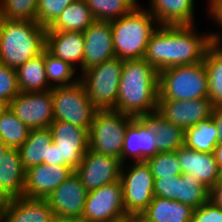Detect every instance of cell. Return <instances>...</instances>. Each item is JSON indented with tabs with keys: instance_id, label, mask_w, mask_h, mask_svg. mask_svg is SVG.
Here are the masks:
<instances>
[{
	"instance_id": "obj_1",
	"label": "cell",
	"mask_w": 222,
	"mask_h": 222,
	"mask_svg": "<svg viewBox=\"0 0 222 222\" xmlns=\"http://www.w3.org/2000/svg\"><path fill=\"white\" fill-rule=\"evenodd\" d=\"M194 25H159L152 33L143 59L158 72L204 60L211 33L197 35Z\"/></svg>"
},
{
	"instance_id": "obj_2",
	"label": "cell",
	"mask_w": 222,
	"mask_h": 222,
	"mask_svg": "<svg viewBox=\"0 0 222 222\" xmlns=\"http://www.w3.org/2000/svg\"><path fill=\"white\" fill-rule=\"evenodd\" d=\"M159 72L144 59L124 60L115 111L140 118L157 111Z\"/></svg>"
},
{
	"instance_id": "obj_3",
	"label": "cell",
	"mask_w": 222,
	"mask_h": 222,
	"mask_svg": "<svg viewBox=\"0 0 222 222\" xmlns=\"http://www.w3.org/2000/svg\"><path fill=\"white\" fill-rule=\"evenodd\" d=\"M46 31L37 21L0 18V62L12 69L41 54Z\"/></svg>"
},
{
	"instance_id": "obj_4",
	"label": "cell",
	"mask_w": 222,
	"mask_h": 222,
	"mask_svg": "<svg viewBox=\"0 0 222 222\" xmlns=\"http://www.w3.org/2000/svg\"><path fill=\"white\" fill-rule=\"evenodd\" d=\"M110 23L115 57L123 60L143 59L148 41L159 26L151 12L140 5Z\"/></svg>"
},
{
	"instance_id": "obj_5",
	"label": "cell",
	"mask_w": 222,
	"mask_h": 222,
	"mask_svg": "<svg viewBox=\"0 0 222 222\" xmlns=\"http://www.w3.org/2000/svg\"><path fill=\"white\" fill-rule=\"evenodd\" d=\"M159 97L169 100L208 98V75L204 61L174 66L159 72Z\"/></svg>"
},
{
	"instance_id": "obj_6",
	"label": "cell",
	"mask_w": 222,
	"mask_h": 222,
	"mask_svg": "<svg viewBox=\"0 0 222 222\" xmlns=\"http://www.w3.org/2000/svg\"><path fill=\"white\" fill-rule=\"evenodd\" d=\"M124 60H106L81 73L87 96L98 110H115Z\"/></svg>"
},
{
	"instance_id": "obj_7",
	"label": "cell",
	"mask_w": 222,
	"mask_h": 222,
	"mask_svg": "<svg viewBox=\"0 0 222 222\" xmlns=\"http://www.w3.org/2000/svg\"><path fill=\"white\" fill-rule=\"evenodd\" d=\"M133 118L115 110H98L89 130V149L122 163L125 130Z\"/></svg>"
},
{
	"instance_id": "obj_8",
	"label": "cell",
	"mask_w": 222,
	"mask_h": 222,
	"mask_svg": "<svg viewBox=\"0 0 222 222\" xmlns=\"http://www.w3.org/2000/svg\"><path fill=\"white\" fill-rule=\"evenodd\" d=\"M51 90L54 120L90 130L98 109L87 96L84 84L78 80L74 84L53 87Z\"/></svg>"
},
{
	"instance_id": "obj_9",
	"label": "cell",
	"mask_w": 222,
	"mask_h": 222,
	"mask_svg": "<svg viewBox=\"0 0 222 222\" xmlns=\"http://www.w3.org/2000/svg\"><path fill=\"white\" fill-rule=\"evenodd\" d=\"M124 166H121L120 181L125 211L128 216L142 214L154 198V177L146 161H133Z\"/></svg>"
},
{
	"instance_id": "obj_10",
	"label": "cell",
	"mask_w": 222,
	"mask_h": 222,
	"mask_svg": "<svg viewBox=\"0 0 222 222\" xmlns=\"http://www.w3.org/2000/svg\"><path fill=\"white\" fill-rule=\"evenodd\" d=\"M127 218L120 180L88 191L82 215L84 222H116Z\"/></svg>"
},
{
	"instance_id": "obj_11",
	"label": "cell",
	"mask_w": 222,
	"mask_h": 222,
	"mask_svg": "<svg viewBox=\"0 0 222 222\" xmlns=\"http://www.w3.org/2000/svg\"><path fill=\"white\" fill-rule=\"evenodd\" d=\"M7 106L31 130L48 128L54 121L52 90L20 92Z\"/></svg>"
},
{
	"instance_id": "obj_12",
	"label": "cell",
	"mask_w": 222,
	"mask_h": 222,
	"mask_svg": "<svg viewBox=\"0 0 222 222\" xmlns=\"http://www.w3.org/2000/svg\"><path fill=\"white\" fill-rule=\"evenodd\" d=\"M49 128L53 143L59 149L60 165L75 170L89 149V130L69 122L55 120Z\"/></svg>"
},
{
	"instance_id": "obj_13",
	"label": "cell",
	"mask_w": 222,
	"mask_h": 222,
	"mask_svg": "<svg viewBox=\"0 0 222 222\" xmlns=\"http://www.w3.org/2000/svg\"><path fill=\"white\" fill-rule=\"evenodd\" d=\"M121 166L118 158L88 149L74 171L86 190L91 191L120 180Z\"/></svg>"
},
{
	"instance_id": "obj_14",
	"label": "cell",
	"mask_w": 222,
	"mask_h": 222,
	"mask_svg": "<svg viewBox=\"0 0 222 222\" xmlns=\"http://www.w3.org/2000/svg\"><path fill=\"white\" fill-rule=\"evenodd\" d=\"M214 105L209 98L192 100L158 99L157 112L184 131L212 117Z\"/></svg>"
},
{
	"instance_id": "obj_15",
	"label": "cell",
	"mask_w": 222,
	"mask_h": 222,
	"mask_svg": "<svg viewBox=\"0 0 222 222\" xmlns=\"http://www.w3.org/2000/svg\"><path fill=\"white\" fill-rule=\"evenodd\" d=\"M87 193L74 171L46 200L54 215L82 219Z\"/></svg>"
},
{
	"instance_id": "obj_16",
	"label": "cell",
	"mask_w": 222,
	"mask_h": 222,
	"mask_svg": "<svg viewBox=\"0 0 222 222\" xmlns=\"http://www.w3.org/2000/svg\"><path fill=\"white\" fill-rule=\"evenodd\" d=\"M82 72L115 57L109 21L95 20L84 32Z\"/></svg>"
},
{
	"instance_id": "obj_17",
	"label": "cell",
	"mask_w": 222,
	"mask_h": 222,
	"mask_svg": "<svg viewBox=\"0 0 222 222\" xmlns=\"http://www.w3.org/2000/svg\"><path fill=\"white\" fill-rule=\"evenodd\" d=\"M74 172L69 166L39 164L25 174L23 196L46 199Z\"/></svg>"
},
{
	"instance_id": "obj_18",
	"label": "cell",
	"mask_w": 222,
	"mask_h": 222,
	"mask_svg": "<svg viewBox=\"0 0 222 222\" xmlns=\"http://www.w3.org/2000/svg\"><path fill=\"white\" fill-rule=\"evenodd\" d=\"M158 153L156 137L142 118H133L125 130L122 148V164L130 156L134 162L145 161Z\"/></svg>"
},
{
	"instance_id": "obj_19",
	"label": "cell",
	"mask_w": 222,
	"mask_h": 222,
	"mask_svg": "<svg viewBox=\"0 0 222 222\" xmlns=\"http://www.w3.org/2000/svg\"><path fill=\"white\" fill-rule=\"evenodd\" d=\"M175 152L179 159L182 174L196 177L209 189L218 182L219 167L213 153L194 151L185 145Z\"/></svg>"
},
{
	"instance_id": "obj_20",
	"label": "cell",
	"mask_w": 222,
	"mask_h": 222,
	"mask_svg": "<svg viewBox=\"0 0 222 222\" xmlns=\"http://www.w3.org/2000/svg\"><path fill=\"white\" fill-rule=\"evenodd\" d=\"M25 174L18 149L5 146L0 155V194L6 199L22 197Z\"/></svg>"
},
{
	"instance_id": "obj_21",
	"label": "cell",
	"mask_w": 222,
	"mask_h": 222,
	"mask_svg": "<svg viewBox=\"0 0 222 222\" xmlns=\"http://www.w3.org/2000/svg\"><path fill=\"white\" fill-rule=\"evenodd\" d=\"M53 217L46 199L22 196L6 200L2 222H50Z\"/></svg>"
},
{
	"instance_id": "obj_22",
	"label": "cell",
	"mask_w": 222,
	"mask_h": 222,
	"mask_svg": "<svg viewBox=\"0 0 222 222\" xmlns=\"http://www.w3.org/2000/svg\"><path fill=\"white\" fill-rule=\"evenodd\" d=\"M45 49L72 67L79 63L82 73L83 54H84V37L83 32L58 31L46 32Z\"/></svg>"
},
{
	"instance_id": "obj_23",
	"label": "cell",
	"mask_w": 222,
	"mask_h": 222,
	"mask_svg": "<svg viewBox=\"0 0 222 222\" xmlns=\"http://www.w3.org/2000/svg\"><path fill=\"white\" fill-rule=\"evenodd\" d=\"M195 0H150L158 25H194Z\"/></svg>"
},
{
	"instance_id": "obj_24",
	"label": "cell",
	"mask_w": 222,
	"mask_h": 222,
	"mask_svg": "<svg viewBox=\"0 0 222 222\" xmlns=\"http://www.w3.org/2000/svg\"><path fill=\"white\" fill-rule=\"evenodd\" d=\"M219 33L211 34L209 46L204 64L208 75V98L215 105L222 104V42Z\"/></svg>"
},
{
	"instance_id": "obj_25",
	"label": "cell",
	"mask_w": 222,
	"mask_h": 222,
	"mask_svg": "<svg viewBox=\"0 0 222 222\" xmlns=\"http://www.w3.org/2000/svg\"><path fill=\"white\" fill-rule=\"evenodd\" d=\"M53 143L51 129H32L27 140L18 148L25 170L39 164H47V153Z\"/></svg>"
},
{
	"instance_id": "obj_26",
	"label": "cell",
	"mask_w": 222,
	"mask_h": 222,
	"mask_svg": "<svg viewBox=\"0 0 222 222\" xmlns=\"http://www.w3.org/2000/svg\"><path fill=\"white\" fill-rule=\"evenodd\" d=\"M193 212L177 200L154 197L141 215L150 222H192Z\"/></svg>"
},
{
	"instance_id": "obj_27",
	"label": "cell",
	"mask_w": 222,
	"mask_h": 222,
	"mask_svg": "<svg viewBox=\"0 0 222 222\" xmlns=\"http://www.w3.org/2000/svg\"><path fill=\"white\" fill-rule=\"evenodd\" d=\"M156 137L158 152L176 151L184 146L185 131L167 121L157 111L142 117Z\"/></svg>"
},
{
	"instance_id": "obj_28",
	"label": "cell",
	"mask_w": 222,
	"mask_h": 222,
	"mask_svg": "<svg viewBox=\"0 0 222 222\" xmlns=\"http://www.w3.org/2000/svg\"><path fill=\"white\" fill-rule=\"evenodd\" d=\"M95 21L85 0L68 5L46 32H84Z\"/></svg>"
},
{
	"instance_id": "obj_29",
	"label": "cell",
	"mask_w": 222,
	"mask_h": 222,
	"mask_svg": "<svg viewBox=\"0 0 222 222\" xmlns=\"http://www.w3.org/2000/svg\"><path fill=\"white\" fill-rule=\"evenodd\" d=\"M16 74L20 92H41L52 89L46 78L44 51L18 67Z\"/></svg>"
},
{
	"instance_id": "obj_30",
	"label": "cell",
	"mask_w": 222,
	"mask_h": 222,
	"mask_svg": "<svg viewBox=\"0 0 222 222\" xmlns=\"http://www.w3.org/2000/svg\"><path fill=\"white\" fill-rule=\"evenodd\" d=\"M218 144V130L212 117L185 130L184 145L198 152L213 153Z\"/></svg>"
},
{
	"instance_id": "obj_31",
	"label": "cell",
	"mask_w": 222,
	"mask_h": 222,
	"mask_svg": "<svg viewBox=\"0 0 222 222\" xmlns=\"http://www.w3.org/2000/svg\"><path fill=\"white\" fill-rule=\"evenodd\" d=\"M31 129L21 122L11 109L0 114V140L11 148H19L28 138Z\"/></svg>"
},
{
	"instance_id": "obj_32",
	"label": "cell",
	"mask_w": 222,
	"mask_h": 222,
	"mask_svg": "<svg viewBox=\"0 0 222 222\" xmlns=\"http://www.w3.org/2000/svg\"><path fill=\"white\" fill-rule=\"evenodd\" d=\"M95 20L112 21L129 14L137 0H85Z\"/></svg>"
},
{
	"instance_id": "obj_33",
	"label": "cell",
	"mask_w": 222,
	"mask_h": 222,
	"mask_svg": "<svg viewBox=\"0 0 222 222\" xmlns=\"http://www.w3.org/2000/svg\"><path fill=\"white\" fill-rule=\"evenodd\" d=\"M44 63L46 78L52 88L57 86H68L79 80V78H73L75 74L74 67L68 62L54 57L46 49L44 50Z\"/></svg>"
},
{
	"instance_id": "obj_34",
	"label": "cell",
	"mask_w": 222,
	"mask_h": 222,
	"mask_svg": "<svg viewBox=\"0 0 222 222\" xmlns=\"http://www.w3.org/2000/svg\"><path fill=\"white\" fill-rule=\"evenodd\" d=\"M178 202L196 209L209 201L210 189L189 174H181Z\"/></svg>"
},
{
	"instance_id": "obj_35",
	"label": "cell",
	"mask_w": 222,
	"mask_h": 222,
	"mask_svg": "<svg viewBox=\"0 0 222 222\" xmlns=\"http://www.w3.org/2000/svg\"><path fill=\"white\" fill-rule=\"evenodd\" d=\"M39 0H0V18L37 21Z\"/></svg>"
},
{
	"instance_id": "obj_36",
	"label": "cell",
	"mask_w": 222,
	"mask_h": 222,
	"mask_svg": "<svg viewBox=\"0 0 222 222\" xmlns=\"http://www.w3.org/2000/svg\"><path fill=\"white\" fill-rule=\"evenodd\" d=\"M145 161L149 165L154 178L182 174L179 159L175 151L158 152Z\"/></svg>"
},
{
	"instance_id": "obj_37",
	"label": "cell",
	"mask_w": 222,
	"mask_h": 222,
	"mask_svg": "<svg viewBox=\"0 0 222 222\" xmlns=\"http://www.w3.org/2000/svg\"><path fill=\"white\" fill-rule=\"evenodd\" d=\"M74 1L77 0H39L37 6V22L46 29L49 28L60 16L62 11Z\"/></svg>"
},
{
	"instance_id": "obj_38",
	"label": "cell",
	"mask_w": 222,
	"mask_h": 222,
	"mask_svg": "<svg viewBox=\"0 0 222 222\" xmlns=\"http://www.w3.org/2000/svg\"><path fill=\"white\" fill-rule=\"evenodd\" d=\"M19 93L16 69L0 62V101L8 105Z\"/></svg>"
},
{
	"instance_id": "obj_39",
	"label": "cell",
	"mask_w": 222,
	"mask_h": 222,
	"mask_svg": "<svg viewBox=\"0 0 222 222\" xmlns=\"http://www.w3.org/2000/svg\"><path fill=\"white\" fill-rule=\"evenodd\" d=\"M181 175L154 178V197L177 200Z\"/></svg>"
},
{
	"instance_id": "obj_40",
	"label": "cell",
	"mask_w": 222,
	"mask_h": 222,
	"mask_svg": "<svg viewBox=\"0 0 222 222\" xmlns=\"http://www.w3.org/2000/svg\"><path fill=\"white\" fill-rule=\"evenodd\" d=\"M192 222H222V209L208 201L194 209Z\"/></svg>"
},
{
	"instance_id": "obj_41",
	"label": "cell",
	"mask_w": 222,
	"mask_h": 222,
	"mask_svg": "<svg viewBox=\"0 0 222 222\" xmlns=\"http://www.w3.org/2000/svg\"><path fill=\"white\" fill-rule=\"evenodd\" d=\"M209 201L222 209V181H218L210 188Z\"/></svg>"
},
{
	"instance_id": "obj_42",
	"label": "cell",
	"mask_w": 222,
	"mask_h": 222,
	"mask_svg": "<svg viewBox=\"0 0 222 222\" xmlns=\"http://www.w3.org/2000/svg\"><path fill=\"white\" fill-rule=\"evenodd\" d=\"M212 119L218 130V143L222 142V104L213 107Z\"/></svg>"
},
{
	"instance_id": "obj_43",
	"label": "cell",
	"mask_w": 222,
	"mask_h": 222,
	"mask_svg": "<svg viewBox=\"0 0 222 222\" xmlns=\"http://www.w3.org/2000/svg\"><path fill=\"white\" fill-rule=\"evenodd\" d=\"M209 15L222 29V3H209Z\"/></svg>"
},
{
	"instance_id": "obj_44",
	"label": "cell",
	"mask_w": 222,
	"mask_h": 222,
	"mask_svg": "<svg viewBox=\"0 0 222 222\" xmlns=\"http://www.w3.org/2000/svg\"><path fill=\"white\" fill-rule=\"evenodd\" d=\"M47 164L60 165V153L59 149L54 143H51L47 153Z\"/></svg>"
},
{
	"instance_id": "obj_45",
	"label": "cell",
	"mask_w": 222,
	"mask_h": 222,
	"mask_svg": "<svg viewBox=\"0 0 222 222\" xmlns=\"http://www.w3.org/2000/svg\"><path fill=\"white\" fill-rule=\"evenodd\" d=\"M213 155H214V158L218 164V167H221L222 166V142H219L214 151H213Z\"/></svg>"
},
{
	"instance_id": "obj_46",
	"label": "cell",
	"mask_w": 222,
	"mask_h": 222,
	"mask_svg": "<svg viewBox=\"0 0 222 222\" xmlns=\"http://www.w3.org/2000/svg\"><path fill=\"white\" fill-rule=\"evenodd\" d=\"M50 222H84L79 218H68V217H59L54 215V217L50 220Z\"/></svg>"
},
{
	"instance_id": "obj_47",
	"label": "cell",
	"mask_w": 222,
	"mask_h": 222,
	"mask_svg": "<svg viewBox=\"0 0 222 222\" xmlns=\"http://www.w3.org/2000/svg\"><path fill=\"white\" fill-rule=\"evenodd\" d=\"M126 222H150V221L144 218L141 214H134L128 216Z\"/></svg>"
},
{
	"instance_id": "obj_48",
	"label": "cell",
	"mask_w": 222,
	"mask_h": 222,
	"mask_svg": "<svg viewBox=\"0 0 222 222\" xmlns=\"http://www.w3.org/2000/svg\"><path fill=\"white\" fill-rule=\"evenodd\" d=\"M6 200L7 199L2 194H0V222L3 221V213Z\"/></svg>"
},
{
	"instance_id": "obj_49",
	"label": "cell",
	"mask_w": 222,
	"mask_h": 222,
	"mask_svg": "<svg viewBox=\"0 0 222 222\" xmlns=\"http://www.w3.org/2000/svg\"><path fill=\"white\" fill-rule=\"evenodd\" d=\"M6 104L5 103H3L2 101H0V114H1V112L6 108Z\"/></svg>"
},
{
	"instance_id": "obj_50",
	"label": "cell",
	"mask_w": 222,
	"mask_h": 222,
	"mask_svg": "<svg viewBox=\"0 0 222 222\" xmlns=\"http://www.w3.org/2000/svg\"><path fill=\"white\" fill-rule=\"evenodd\" d=\"M218 181H222V166L219 167V178Z\"/></svg>"
},
{
	"instance_id": "obj_51",
	"label": "cell",
	"mask_w": 222,
	"mask_h": 222,
	"mask_svg": "<svg viewBox=\"0 0 222 222\" xmlns=\"http://www.w3.org/2000/svg\"><path fill=\"white\" fill-rule=\"evenodd\" d=\"M6 145L0 140V155L2 154V149L5 147Z\"/></svg>"
},
{
	"instance_id": "obj_52",
	"label": "cell",
	"mask_w": 222,
	"mask_h": 222,
	"mask_svg": "<svg viewBox=\"0 0 222 222\" xmlns=\"http://www.w3.org/2000/svg\"><path fill=\"white\" fill-rule=\"evenodd\" d=\"M209 3H222V0H209Z\"/></svg>"
}]
</instances>
